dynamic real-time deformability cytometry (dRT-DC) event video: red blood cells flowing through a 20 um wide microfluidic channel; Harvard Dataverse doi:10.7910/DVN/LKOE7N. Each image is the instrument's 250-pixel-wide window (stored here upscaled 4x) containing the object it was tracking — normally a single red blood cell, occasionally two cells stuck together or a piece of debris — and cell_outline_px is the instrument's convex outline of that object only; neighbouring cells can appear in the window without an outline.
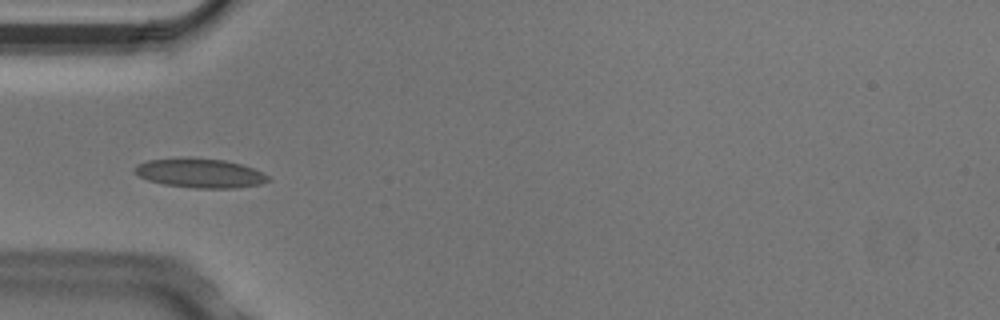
{"species": "Egyptian fruit bat (a non-hibernating species)", "species_latin": "Rousettus aegyptiacus", "temperature_condition": "cold", "stored_images_in_passage": 6, "camera_frame_rate_fps": 3000, "um_per_image_px": 0.085, "animal": {"sex": "male"}, "frame": {"image": 1, "passage_image": 5, "time_ms": 1.333, "image_size_px": [1000, 320], "cell_outline_px": [[272, 180], [260, 184], [236, 188], [192, 188], [164, 184], [148, 180], [140, 176], [136, 172], [136, 164], [148, 160], [224, 160], [240, 164], [264, 172]], "centroid_in_image_um": [17.08, 14.76], "position_along_channel_um": 67.9, "area_um2": 21.85}}